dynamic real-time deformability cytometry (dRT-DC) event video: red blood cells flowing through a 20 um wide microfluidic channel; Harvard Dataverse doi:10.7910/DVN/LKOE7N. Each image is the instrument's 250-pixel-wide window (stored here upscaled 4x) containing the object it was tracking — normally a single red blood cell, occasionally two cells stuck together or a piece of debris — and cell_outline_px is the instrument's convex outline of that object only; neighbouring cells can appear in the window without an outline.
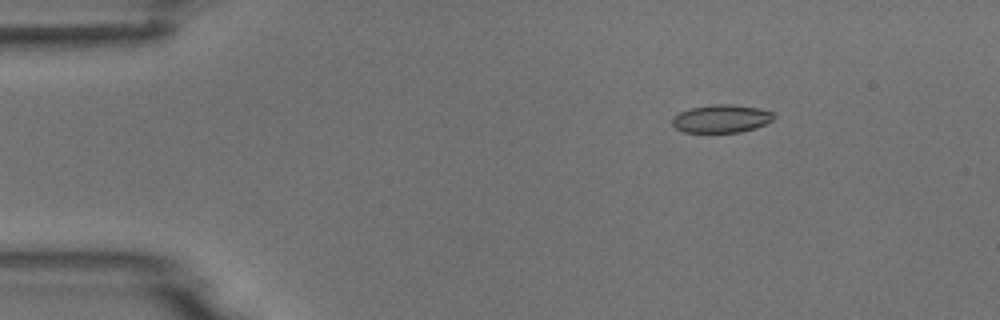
{"species": "common noctule bat (a hibernating species)", "species_latin": "Nyctalus noctula", "temperature_condition": "room temperature", "stored_images_in_passage": 6, "camera_frame_rate_fps": 3000, "um_per_image_px": 0.085, "animal": {"sex": "male", "body_mass_g": 18.8}, "frame": {"image": 1, "passage_image": 3, "time_ms": 2.333, "image_size_px": [1000, 320], "cell_outline_px": [[772, 120], [756, 128], [740, 132], [684, 132], [676, 128], [672, 124], [672, 116], [680, 112], [692, 108], [712, 104], [732, 104], [756, 108], [772, 112]], "centroid_in_image_um": [61.27, 10.09], "position_along_channel_um": 23.7, "area_um2": 16.36}}
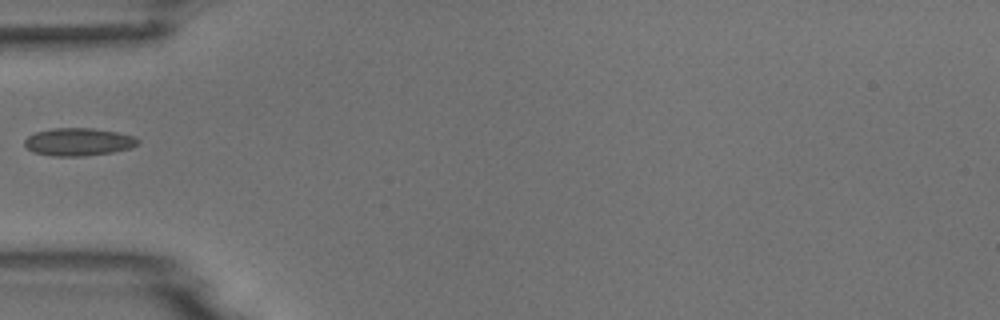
{"frame": {"image": 2, "passage_image": 6, "time_ms": 5.667, "image_size_px": [1000, 320], "cell_outline_px": [[140, 140], [132, 148], [112, 152], [84, 156], [52, 156], [32, 152], [24, 144], [24, 140], [28, 136], [36, 132], [52, 128], [92, 128], [116, 132], [136, 136]], "centroid_in_image_um": [6.67, 12.06], "position_along_channel_um": 78.3, "area_um2": 18.38}}